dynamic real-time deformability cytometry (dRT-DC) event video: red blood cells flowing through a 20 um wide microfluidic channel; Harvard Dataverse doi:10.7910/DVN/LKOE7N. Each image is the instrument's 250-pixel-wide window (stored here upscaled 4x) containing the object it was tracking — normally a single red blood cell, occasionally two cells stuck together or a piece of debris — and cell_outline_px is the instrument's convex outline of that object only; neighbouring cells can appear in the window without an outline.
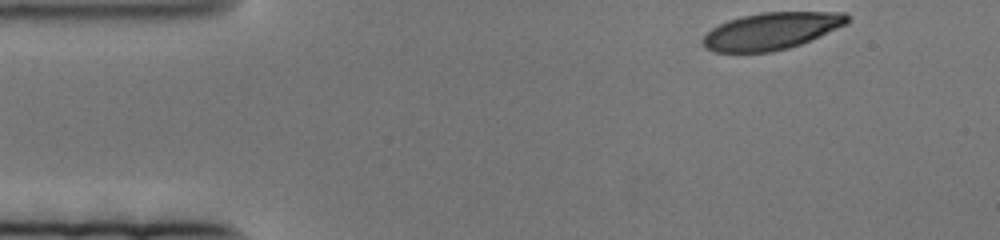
{"species": "human", "species_latin": "Homo sapiens", "temperature_condition": "cold", "stored_images_in_passage": 73, "camera_frame_rate_fps": 3000, "um_per_image_px": 0.085, "donor": {"sex": "female"}, "frame": {"image": 1, "passage_image": 1, "time_ms": 0.0, "image_size_px": [1000, 240], "cell_outline_px": [[852, 16], [848, 24], [820, 36], [800, 44], [788, 48], [772, 52], [716, 52], [704, 48], [700, 40], [712, 28], [728, 20], [744, 16], [764, 12], [844, 12]], "centroid_in_image_um": [65.59, 2.63], "position_along_channel_um": 19.4, "area_um2": 31.27}}
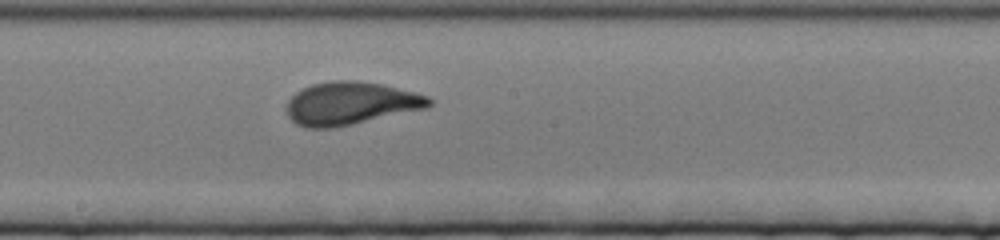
{"frame": {"image": 2, "passage_image": 35, "time_ms": 11.333, "image_size_px": [1000, 240], "cell_outline_px": [[432, 104], [428, 108], [352, 124], [332, 128], [304, 128], [296, 124], [288, 116], [288, 100], [296, 92], [312, 84], [332, 80], [352, 80], [380, 84], [416, 92], [428, 96], [432, 100]], "centroid_in_image_um": [29.81, 8.79], "position_along_channel_um": 218.4, "area_um2": 35.49}}
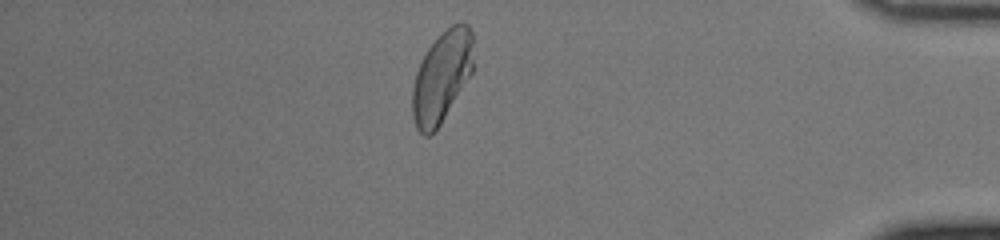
{"frame": {"image": 3, "passage_image": 62, "time_ms": 20.333, "image_size_px": [1000, 240], "cell_outline_px": [[472, 72], [440, 124], [428, 136], [424, 136], [416, 128], [412, 116], [412, 88], [416, 72], [428, 48], [440, 32], [452, 24], [468, 24], [472, 32]], "centroid_in_image_um": [37.53, 6.52], "position_along_channel_um": 397.7, "area_um2": 32.02}}